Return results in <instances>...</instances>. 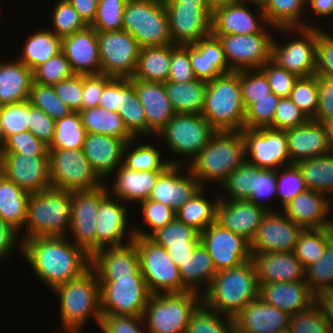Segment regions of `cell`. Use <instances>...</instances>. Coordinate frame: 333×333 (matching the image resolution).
Wrapping results in <instances>:
<instances>
[{"instance_id": "cell-70", "label": "cell", "mask_w": 333, "mask_h": 333, "mask_svg": "<svg viewBox=\"0 0 333 333\" xmlns=\"http://www.w3.org/2000/svg\"><path fill=\"white\" fill-rule=\"evenodd\" d=\"M169 68L168 81L183 83L196 79L189 57V45L171 44V61Z\"/></svg>"}, {"instance_id": "cell-17", "label": "cell", "mask_w": 333, "mask_h": 333, "mask_svg": "<svg viewBox=\"0 0 333 333\" xmlns=\"http://www.w3.org/2000/svg\"><path fill=\"white\" fill-rule=\"evenodd\" d=\"M220 41L231 71L260 69L271 60L273 36L268 32L246 35H212Z\"/></svg>"}, {"instance_id": "cell-55", "label": "cell", "mask_w": 333, "mask_h": 333, "mask_svg": "<svg viewBox=\"0 0 333 333\" xmlns=\"http://www.w3.org/2000/svg\"><path fill=\"white\" fill-rule=\"evenodd\" d=\"M28 101L34 107L45 112L52 119L57 120L73 112L62 102L53 89V86L33 82Z\"/></svg>"}, {"instance_id": "cell-67", "label": "cell", "mask_w": 333, "mask_h": 333, "mask_svg": "<svg viewBox=\"0 0 333 333\" xmlns=\"http://www.w3.org/2000/svg\"><path fill=\"white\" fill-rule=\"evenodd\" d=\"M260 69L265 73L272 93L280 98L290 97L298 76L278 67L271 60Z\"/></svg>"}, {"instance_id": "cell-75", "label": "cell", "mask_w": 333, "mask_h": 333, "mask_svg": "<svg viewBox=\"0 0 333 333\" xmlns=\"http://www.w3.org/2000/svg\"><path fill=\"white\" fill-rule=\"evenodd\" d=\"M318 89V109L313 120L324 123L333 120V79L315 74Z\"/></svg>"}, {"instance_id": "cell-7", "label": "cell", "mask_w": 333, "mask_h": 333, "mask_svg": "<svg viewBox=\"0 0 333 333\" xmlns=\"http://www.w3.org/2000/svg\"><path fill=\"white\" fill-rule=\"evenodd\" d=\"M202 303V295L184 293L153 294L144 310L148 333H186L193 312Z\"/></svg>"}, {"instance_id": "cell-45", "label": "cell", "mask_w": 333, "mask_h": 333, "mask_svg": "<svg viewBox=\"0 0 333 333\" xmlns=\"http://www.w3.org/2000/svg\"><path fill=\"white\" fill-rule=\"evenodd\" d=\"M205 188L202 187L191 199L176 211V218L187 226L202 233L216 222L217 205L220 195L212 201L205 198ZM204 194V196H203Z\"/></svg>"}, {"instance_id": "cell-20", "label": "cell", "mask_w": 333, "mask_h": 333, "mask_svg": "<svg viewBox=\"0 0 333 333\" xmlns=\"http://www.w3.org/2000/svg\"><path fill=\"white\" fill-rule=\"evenodd\" d=\"M200 243L208 251L217 271L240 266L252 257L250 242L217 222L200 233Z\"/></svg>"}, {"instance_id": "cell-51", "label": "cell", "mask_w": 333, "mask_h": 333, "mask_svg": "<svg viewBox=\"0 0 333 333\" xmlns=\"http://www.w3.org/2000/svg\"><path fill=\"white\" fill-rule=\"evenodd\" d=\"M85 136L79 112H71L56 120L54 138L48 149H82Z\"/></svg>"}, {"instance_id": "cell-42", "label": "cell", "mask_w": 333, "mask_h": 333, "mask_svg": "<svg viewBox=\"0 0 333 333\" xmlns=\"http://www.w3.org/2000/svg\"><path fill=\"white\" fill-rule=\"evenodd\" d=\"M171 44L141 48L132 79L167 82L170 72Z\"/></svg>"}, {"instance_id": "cell-50", "label": "cell", "mask_w": 333, "mask_h": 333, "mask_svg": "<svg viewBox=\"0 0 333 333\" xmlns=\"http://www.w3.org/2000/svg\"><path fill=\"white\" fill-rule=\"evenodd\" d=\"M332 240L331 228L303 229L298 236L293 254L306 270L323 256L325 247Z\"/></svg>"}, {"instance_id": "cell-35", "label": "cell", "mask_w": 333, "mask_h": 333, "mask_svg": "<svg viewBox=\"0 0 333 333\" xmlns=\"http://www.w3.org/2000/svg\"><path fill=\"white\" fill-rule=\"evenodd\" d=\"M116 175L108 187L109 194L119 198L124 203H140L149 199L155 183L163 171H136L126 167L123 163L115 170ZM112 190V191H111Z\"/></svg>"}, {"instance_id": "cell-22", "label": "cell", "mask_w": 333, "mask_h": 333, "mask_svg": "<svg viewBox=\"0 0 333 333\" xmlns=\"http://www.w3.org/2000/svg\"><path fill=\"white\" fill-rule=\"evenodd\" d=\"M303 228L277 210L268 211L250 242L251 254L262 252L293 253Z\"/></svg>"}, {"instance_id": "cell-52", "label": "cell", "mask_w": 333, "mask_h": 333, "mask_svg": "<svg viewBox=\"0 0 333 333\" xmlns=\"http://www.w3.org/2000/svg\"><path fill=\"white\" fill-rule=\"evenodd\" d=\"M186 333H236V331L233 318L213 311L201 303L191 315Z\"/></svg>"}, {"instance_id": "cell-74", "label": "cell", "mask_w": 333, "mask_h": 333, "mask_svg": "<svg viewBox=\"0 0 333 333\" xmlns=\"http://www.w3.org/2000/svg\"><path fill=\"white\" fill-rule=\"evenodd\" d=\"M56 120L29 102V131L46 145H50L55 134Z\"/></svg>"}, {"instance_id": "cell-4", "label": "cell", "mask_w": 333, "mask_h": 333, "mask_svg": "<svg viewBox=\"0 0 333 333\" xmlns=\"http://www.w3.org/2000/svg\"><path fill=\"white\" fill-rule=\"evenodd\" d=\"M71 223V192L49 188L29 194L21 243L38 237H67ZM26 226V227H25ZM67 229V231L65 230Z\"/></svg>"}, {"instance_id": "cell-12", "label": "cell", "mask_w": 333, "mask_h": 333, "mask_svg": "<svg viewBox=\"0 0 333 333\" xmlns=\"http://www.w3.org/2000/svg\"><path fill=\"white\" fill-rule=\"evenodd\" d=\"M287 36L300 33L299 37L286 44L277 43L273 38L271 61L298 77H309L316 74V28H278ZM294 32V33H293ZM280 44V45H279Z\"/></svg>"}, {"instance_id": "cell-76", "label": "cell", "mask_w": 333, "mask_h": 333, "mask_svg": "<svg viewBox=\"0 0 333 333\" xmlns=\"http://www.w3.org/2000/svg\"><path fill=\"white\" fill-rule=\"evenodd\" d=\"M111 79L104 74L83 75L82 110L99 106L104 87Z\"/></svg>"}, {"instance_id": "cell-1", "label": "cell", "mask_w": 333, "mask_h": 333, "mask_svg": "<svg viewBox=\"0 0 333 333\" xmlns=\"http://www.w3.org/2000/svg\"><path fill=\"white\" fill-rule=\"evenodd\" d=\"M51 291L91 268V256L66 237H38L22 242L21 254Z\"/></svg>"}, {"instance_id": "cell-60", "label": "cell", "mask_w": 333, "mask_h": 333, "mask_svg": "<svg viewBox=\"0 0 333 333\" xmlns=\"http://www.w3.org/2000/svg\"><path fill=\"white\" fill-rule=\"evenodd\" d=\"M74 75L70 62L60 51L33 70V82L53 86L59 81L69 79Z\"/></svg>"}, {"instance_id": "cell-34", "label": "cell", "mask_w": 333, "mask_h": 333, "mask_svg": "<svg viewBox=\"0 0 333 333\" xmlns=\"http://www.w3.org/2000/svg\"><path fill=\"white\" fill-rule=\"evenodd\" d=\"M288 151L292 163L329 153V141L323 123L309 119L306 123L286 130Z\"/></svg>"}, {"instance_id": "cell-47", "label": "cell", "mask_w": 333, "mask_h": 333, "mask_svg": "<svg viewBox=\"0 0 333 333\" xmlns=\"http://www.w3.org/2000/svg\"><path fill=\"white\" fill-rule=\"evenodd\" d=\"M308 190L331 197L333 194V154L327 153L296 163ZM331 194V195H330Z\"/></svg>"}, {"instance_id": "cell-5", "label": "cell", "mask_w": 333, "mask_h": 333, "mask_svg": "<svg viewBox=\"0 0 333 333\" xmlns=\"http://www.w3.org/2000/svg\"><path fill=\"white\" fill-rule=\"evenodd\" d=\"M58 296L60 319L64 330L82 331L88 319L101 322L100 287L95 271L90 268L82 276L55 287Z\"/></svg>"}, {"instance_id": "cell-10", "label": "cell", "mask_w": 333, "mask_h": 333, "mask_svg": "<svg viewBox=\"0 0 333 333\" xmlns=\"http://www.w3.org/2000/svg\"><path fill=\"white\" fill-rule=\"evenodd\" d=\"M133 242L139 256L140 272L153 294L182 293L179 267L168 251L149 237H135Z\"/></svg>"}, {"instance_id": "cell-30", "label": "cell", "mask_w": 333, "mask_h": 333, "mask_svg": "<svg viewBox=\"0 0 333 333\" xmlns=\"http://www.w3.org/2000/svg\"><path fill=\"white\" fill-rule=\"evenodd\" d=\"M124 146L122 139L86 133L82 151L94 172L106 183V179H111L110 176L123 163Z\"/></svg>"}, {"instance_id": "cell-77", "label": "cell", "mask_w": 333, "mask_h": 333, "mask_svg": "<svg viewBox=\"0 0 333 333\" xmlns=\"http://www.w3.org/2000/svg\"><path fill=\"white\" fill-rule=\"evenodd\" d=\"M122 102V78H112L104 87L99 106L118 112Z\"/></svg>"}, {"instance_id": "cell-3", "label": "cell", "mask_w": 333, "mask_h": 333, "mask_svg": "<svg viewBox=\"0 0 333 333\" xmlns=\"http://www.w3.org/2000/svg\"><path fill=\"white\" fill-rule=\"evenodd\" d=\"M242 131H216L188 168L202 187L212 181L220 186L245 160ZM207 183V184H206Z\"/></svg>"}, {"instance_id": "cell-13", "label": "cell", "mask_w": 333, "mask_h": 333, "mask_svg": "<svg viewBox=\"0 0 333 333\" xmlns=\"http://www.w3.org/2000/svg\"><path fill=\"white\" fill-rule=\"evenodd\" d=\"M215 132L202 114L176 113L157 136L165 140L171 152L190 156L191 162Z\"/></svg>"}, {"instance_id": "cell-68", "label": "cell", "mask_w": 333, "mask_h": 333, "mask_svg": "<svg viewBox=\"0 0 333 333\" xmlns=\"http://www.w3.org/2000/svg\"><path fill=\"white\" fill-rule=\"evenodd\" d=\"M309 119L293 103L290 97L280 98L272 124L269 128L288 130L306 123Z\"/></svg>"}, {"instance_id": "cell-64", "label": "cell", "mask_w": 333, "mask_h": 333, "mask_svg": "<svg viewBox=\"0 0 333 333\" xmlns=\"http://www.w3.org/2000/svg\"><path fill=\"white\" fill-rule=\"evenodd\" d=\"M280 97L271 93V98L258 99L247 110L244 121V128L257 129L269 127L276 112Z\"/></svg>"}, {"instance_id": "cell-29", "label": "cell", "mask_w": 333, "mask_h": 333, "mask_svg": "<svg viewBox=\"0 0 333 333\" xmlns=\"http://www.w3.org/2000/svg\"><path fill=\"white\" fill-rule=\"evenodd\" d=\"M236 333H279L289 330L290 315L260 297L233 317Z\"/></svg>"}, {"instance_id": "cell-8", "label": "cell", "mask_w": 333, "mask_h": 333, "mask_svg": "<svg viewBox=\"0 0 333 333\" xmlns=\"http://www.w3.org/2000/svg\"><path fill=\"white\" fill-rule=\"evenodd\" d=\"M122 29L133 36L141 48L173 44L162 0H128Z\"/></svg>"}, {"instance_id": "cell-32", "label": "cell", "mask_w": 333, "mask_h": 333, "mask_svg": "<svg viewBox=\"0 0 333 333\" xmlns=\"http://www.w3.org/2000/svg\"><path fill=\"white\" fill-rule=\"evenodd\" d=\"M133 86L145 111L147 137L154 134L157 136L176 114L167 97L164 83L133 79Z\"/></svg>"}, {"instance_id": "cell-54", "label": "cell", "mask_w": 333, "mask_h": 333, "mask_svg": "<svg viewBox=\"0 0 333 333\" xmlns=\"http://www.w3.org/2000/svg\"><path fill=\"white\" fill-rule=\"evenodd\" d=\"M305 281L315 295L333 291V240L325 247L323 256L305 270Z\"/></svg>"}, {"instance_id": "cell-39", "label": "cell", "mask_w": 333, "mask_h": 333, "mask_svg": "<svg viewBox=\"0 0 333 333\" xmlns=\"http://www.w3.org/2000/svg\"><path fill=\"white\" fill-rule=\"evenodd\" d=\"M179 274L182 281V293L192 291L199 292L202 295L208 289L211 281L217 274V270L213 265L208 251L200 243L194 249L192 255L180 265ZM202 283L205 289L199 288V285L201 284L202 286Z\"/></svg>"}, {"instance_id": "cell-78", "label": "cell", "mask_w": 333, "mask_h": 333, "mask_svg": "<svg viewBox=\"0 0 333 333\" xmlns=\"http://www.w3.org/2000/svg\"><path fill=\"white\" fill-rule=\"evenodd\" d=\"M18 235L15 229L0 218V261L7 259L15 247L21 249L22 243Z\"/></svg>"}, {"instance_id": "cell-62", "label": "cell", "mask_w": 333, "mask_h": 333, "mask_svg": "<svg viewBox=\"0 0 333 333\" xmlns=\"http://www.w3.org/2000/svg\"><path fill=\"white\" fill-rule=\"evenodd\" d=\"M290 98L308 119H314L318 109L316 76L299 77Z\"/></svg>"}, {"instance_id": "cell-31", "label": "cell", "mask_w": 333, "mask_h": 333, "mask_svg": "<svg viewBox=\"0 0 333 333\" xmlns=\"http://www.w3.org/2000/svg\"><path fill=\"white\" fill-rule=\"evenodd\" d=\"M259 297L289 315L308 310L315 304V294L306 281L259 283Z\"/></svg>"}, {"instance_id": "cell-24", "label": "cell", "mask_w": 333, "mask_h": 333, "mask_svg": "<svg viewBox=\"0 0 333 333\" xmlns=\"http://www.w3.org/2000/svg\"><path fill=\"white\" fill-rule=\"evenodd\" d=\"M126 241L125 245L103 248L91 256V268L98 279L143 277L136 245L133 240Z\"/></svg>"}, {"instance_id": "cell-71", "label": "cell", "mask_w": 333, "mask_h": 333, "mask_svg": "<svg viewBox=\"0 0 333 333\" xmlns=\"http://www.w3.org/2000/svg\"><path fill=\"white\" fill-rule=\"evenodd\" d=\"M276 170L261 169L255 166L254 192L248 198L253 204L265 207L271 211V206L264 205L263 201L271 200L276 195ZM270 208V209H269Z\"/></svg>"}, {"instance_id": "cell-58", "label": "cell", "mask_w": 333, "mask_h": 333, "mask_svg": "<svg viewBox=\"0 0 333 333\" xmlns=\"http://www.w3.org/2000/svg\"><path fill=\"white\" fill-rule=\"evenodd\" d=\"M52 10V31L57 37L63 38L84 30L87 25L68 0H58Z\"/></svg>"}, {"instance_id": "cell-53", "label": "cell", "mask_w": 333, "mask_h": 333, "mask_svg": "<svg viewBox=\"0 0 333 333\" xmlns=\"http://www.w3.org/2000/svg\"><path fill=\"white\" fill-rule=\"evenodd\" d=\"M255 183V166L246 161L237 169H235L225 181L219 186L225 191L227 196L220 195L223 200H239L248 199L254 192ZM222 196V197H221ZM228 197V198H227Z\"/></svg>"}, {"instance_id": "cell-9", "label": "cell", "mask_w": 333, "mask_h": 333, "mask_svg": "<svg viewBox=\"0 0 333 333\" xmlns=\"http://www.w3.org/2000/svg\"><path fill=\"white\" fill-rule=\"evenodd\" d=\"M51 188L65 191H91L103 182L94 172L82 149H48Z\"/></svg>"}, {"instance_id": "cell-61", "label": "cell", "mask_w": 333, "mask_h": 333, "mask_svg": "<svg viewBox=\"0 0 333 333\" xmlns=\"http://www.w3.org/2000/svg\"><path fill=\"white\" fill-rule=\"evenodd\" d=\"M128 0H102L98 3L93 23L96 32L122 30L123 12Z\"/></svg>"}, {"instance_id": "cell-63", "label": "cell", "mask_w": 333, "mask_h": 333, "mask_svg": "<svg viewBox=\"0 0 333 333\" xmlns=\"http://www.w3.org/2000/svg\"><path fill=\"white\" fill-rule=\"evenodd\" d=\"M0 119L5 139L28 131L29 101L0 106Z\"/></svg>"}, {"instance_id": "cell-26", "label": "cell", "mask_w": 333, "mask_h": 333, "mask_svg": "<svg viewBox=\"0 0 333 333\" xmlns=\"http://www.w3.org/2000/svg\"><path fill=\"white\" fill-rule=\"evenodd\" d=\"M331 203L326 194L307 190L296 196L280 211L303 229L331 228L333 218L328 217L330 208L333 207Z\"/></svg>"}, {"instance_id": "cell-73", "label": "cell", "mask_w": 333, "mask_h": 333, "mask_svg": "<svg viewBox=\"0 0 333 333\" xmlns=\"http://www.w3.org/2000/svg\"><path fill=\"white\" fill-rule=\"evenodd\" d=\"M141 323H144L143 317L102 314L99 328L102 333H144Z\"/></svg>"}, {"instance_id": "cell-56", "label": "cell", "mask_w": 333, "mask_h": 333, "mask_svg": "<svg viewBox=\"0 0 333 333\" xmlns=\"http://www.w3.org/2000/svg\"><path fill=\"white\" fill-rule=\"evenodd\" d=\"M276 180V196H279L281 199L280 203H282V208L296 196L308 190L302 173L296 163L283 166L276 170Z\"/></svg>"}, {"instance_id": "cell-36", "label": "cell", "mask_w": 333, "mask_h": 333, "mask_svg": "<svg viewBox=\"0 0 333 333\" xmlns=\"http://www.w3.org/2000/svg\"><path fill=\"white\" fill-rule=\"evenodd\" d=\"M189 57L196 79L208 82L232 72L226 62L222 44L212 35L190 44Z\"/></svg>"}, {"instance_id": "cell-69", "label": "cell", "mask_w": 333, "mask_h": 333, "mask_svg": "<svg viewBox=\"0 0 333 333\" xmlns=\"http://www.w3.org/2000/svg\"><path fill=\"white\" fill-rule=\"evenodd\" d=\"M316 74L333 79V34L316 27Z\"/></svg>"}, {"instance_id": "cell-37", "label": "cell", "mask_w": 333, "mask_h": 333, "mask_svg": "<svg viewBox=\"0 0 333 333\" xmlns=\"http://www.w3.org/2000/svg\"><path fill=\"white\" fill-rule=\"evenodd\" d=\"M164 247L174 263L180 267L200 244V232L175 218L149 237Z\"/></svg>"}, {"instance_id": "cell-79", "label": "cell", "mask_w": 333, "mask_h": 333, "mask_svg": "<svg viewBox=\"0 0 333 333\" xmlns=\"http://www.w3.org/2000/svg\"><path fill=\"white\" fill-rule=\"evenodd\" d=\"M315 306L319 309L333 333V291L316 294Z\"/></svg>"}, {"instance_id": "cell-33", "label": "cell", "mask_w": 333, "mask_h": 333, "mask_svg": "<svg viewBox=\"0 0 333 333\" xmlns=\"http://www.w3.org/2000/svg\"><path fill=\"white\" fill-rule=\"evenodd\" d=\"M251 255L258 283L305 281V269L291 252H262Z\"/></svg>"}, {"instance_id": "cell-48", "label": "cell", "mask_w": 333, "mask_h": 333, "mask_svg": "<svg viewBox=\"0 0 333 333\" xmlns=\"http://www.w3.org/2000/svg\"><path fill=\"white\" fill-rule=\"evenodd\" d=\"M137 140V138H134L125 143L123 149V164L126 167L136 171H164L170 164H180V161L177 159H162L163 155H161L159 149L152 144L143 143L142 145L134 146ZM132 146L134 147L131 148Z\"/></svg>"}, {"instance_id": "cell-59", "label": "cell", "mask_w": 333, "mask_h": 333, "mask_svg": "<svg viewBox=\"0 0 333 333\" xmlns=\"http://www.w3.org/2000/svg\"><path fill=\"white\" fill-rule=\"evenodd\" d=\"M240 85L245 110L258 99L271 98V87L261 69L240 71Z\"/></svg>"}, {"instance_id": "cell-46", "label": "cell", "mask_w": 333, "mask_h": 333, "mask_svg": "<svg viewBox=\"0 0 333 333\" xmlns=\"http://www.w3.org/2000/svg\"><path fill=\"white\" fill-rule=\"evenodd\" d=\"M18 60L32 71L61 51V38L50 29L30 33Z\"/></svg>"}, {"instance_id": "cell-6", "label": "cell", "mask_w": 333, "mask_h": 333, "mask_svg": "<svg viewBox=\"0 0 333 333\" xmlns=\"http://www.w3.org/2000/svg\"><path fill=\"white\" fill-rule=\"evenodd\" d=\"M245 115L240 71L225 73L207 82L202 116L215 131H242Z\"/></svg>"}, {"instance_id": "cell-16", "label": "cell", "mask_w": 333, "mask_h": 333, "mask_svg": "<svg viewBox=\"0 0 333 333\" xmlns=\"http://www.w3.org/2000/svg\"><path fill=\"white\" fill-rule=\"evenodd\" d=\"M163 3L173 44L190 45L211 35V4Z\"/></svg>"}, {"instance_id": "cell-23", "label": "cell", "mask_w": 333, "mask_h": 333, "mask_svg": "<svg viewBox=\"0 0 333 333\" xmlns=\"http://www.w3.org/2000/svg\"><path fill=\"white\" fill-rule=\"evenodd\" d=\"M125 204L109 193L99 202L96 222V251L124 245L123 241H125L127 232L129 240H134L133 230L131 232L127 227L129 224L127 216L129 217V215Z\"/></svg>"}, {"instance_id": "cell-80", "label": "cell", "mask_w": 333, "mask_h": 333, "mask_svg": "<svg viewBox=\"0 0 333 333\" xmlns=\"http://www.w3.org/2000/svg\"><path fill=\"white\" fill-rule=\"evenodd\" d=\"M78 12L80 18L90 26L96 16L98 3L95 0H68Z\"/></svg>"}, {"instance_id": "cell-40", "label": "cell", "mask_w": 333, "mask_h": 333, "mask_svg": "<svg viewBox=\"0 0 333 333\" xmlns=\"http://www.w3.org/2000/svg\"><path fill=\"white\" fill-rule=\"evenodd\" d=\"M167 97L176 113L202 114L207 82L194 79L183 83L164 82Z\"/></svg>"}, {"instance_id": "cell-41", "label": "cell", "mask_w": 333, "mask_h": 333, "mask_svg": "<svg viewBox=\"0 0 333 333\" xmlns=\"http://www.w3.org/2000/svg\"><path fill=\"white\" fill-rule=\"evenodd\" d=\"M29 193L0 173V218L18 233L27 217Z\"/></svg>"}, {"instance_id": "cell-57", "label": "cell", "mask_w": 333, "mask_h": 333, "mask_svg": "<svg viewBox=\"0 0 333 333\" xmlns=\"http://www.w3.org/2000/svg\"><path fill=\"white\" fill-rule=\"evenodd\" d=\"M142 209L145 226L149 230L133 229L135 237H150L158 229L165 227L176 218V212L168 205L154 200H144L138 203Z\"/></svg>"}, {"instance_id": "cell-11", "label": "cell", "mask_w": 333, "mask_h": 333, "mask_svg": "<svg viewBox=\"0 0 333 333\" xmlns=\"http://www.w3.org/2000/svg\"><path fill=\"white\" fill-rule=\"evenodd\" d=\"M101 314L143 317L149 292L144 277L98 279Z\"/></svg>"}, {"instance_id": "cell-18", "label": "cell", "mask_w": 333, "mask_h": 333, "mask_svg": "<svg viewBox=\"0 0 333 333\" xmlns=\"http://www.w3.org/2000/svg\"><path fill=\"white\" fill-rule=\"evenodd\" d=\"M247 3H252L254 7L256 5L258 15L251 12ZM268 26L273 28L266 21L260 1L238 0L212 7L211 35H246L268 32Z\"/></svg>"}, {"instance_id": "cell-38", "label": "cell", "mask_w": 333, "mask_h": 333, "mask_svg": "<svg viewBox=\"0 0 333 333\" xmlns=\"http://www.w3.org/2000/svg\"><path fill=\"white\" fill-rule=\"evenodd\" d=\"M15 60L0 61V106L25 102L29 98L33 71Z\"/></svg>"}, {"instance_id": "cell-27", "label": "cell", "mask_w": 333, "mask_h": 333, "mask_svg": "<svg viewBox=\"0 0 333 333\" xmlns=\"http://www.w3.org/2000/svg\"><path fill=\"white\" fill-rule=\"evenodd\" d=\"M267 212L265 207L255 205L249 199H219L216 222L251 242Z\"/></svg>"}, {"instance_id": "cell-49", "label": "cell", "mask_w": 333, "mask_h": 333, "mask_svg": "<svg viewBox=\"0 0 333 333\" xmlns=\"http://www.w3.org/2000/svg\"><path fill=\"white\" fill-rule=\"evenodd\" d=\"M118 114L123 119L128 132L134 138H139L140 135H146L145 137H147L145 111L139 102L132 78H122V102Z\"/></svg>"}, {"instance_id": "cell-14", "label": "cell", "mask_w": 333, "mask_h": 333, "mask_svg": "<svg viewBox=\"0 0 333 333\" xmlns=\"http://www.w3.org/2000/svg\"><path fill=\"white\" fill-rule=\"evenodd\" d=\"M101 74L111 78L131 79L134 75L141 46L122 30L97 32Z\"/></svg>"}, {"instance_id": "cell-44", "label": "cell", "mask_w": 333, "mask_h": 333, "mask_svg": "<svg viewBox=\"0 0 333 333\" xmlns=\"http://www.w3.org/2000/svg\"><path fill=\"white\" fill-rule=\"evenodd\" d=\"M79 114L86 133L113 136L122 139L125 143L134 139L118 112L98 106L81 110Z\"/></svg>"}, {"instance_id": "cell-15", "label": "cell", "mask_w": 333, "mask_h": 333, "mask_svg": "<svg viewBox=\"0 0 333 333\" xmlns=\"http://www.w3.org/2000/svg\"><path fill=\"white\" fill-rule=\"evenodd\" d=\"M242 134L247 163L268 170H278L286 164H293L288 151L286 130L244 128Z\"/></svg>"}, {"instance_id": "cell-72", "label": "cell", "mask_w": 333, "mask_h": 333, "mask_svg": "<svg viewBox=\"0 0 333 333\" xmlns=\"http://www.w3.org/2000/svg\"><path fill=\"white\" fill-rule=\"evenodd\" d=\"M57 97L73 112L82 110L83 75L75 74L69 79L59 81L53 85Z\"/></svg>"}, {"instance_id": "cell-19", "label": "cell", "mask_w": 333, "mask_h": 333, "mask_svg": "<svg viewBox=\"0 0 333 333\" xmlns=\"http://www.w3.org/2000/svg\"><path fill=\"white\" fill-rule=\"evenodd\" d=\"M108 194L107 185L91 191L71 192V223L69 231L76 246L90 256L96 252V222L99 202Z\"/></svg>"}, {"instance_id": "cell-66", "label": "cell", "mask_w": 333, "mask_h": 333, "mask_svg": "<svg viewBox=\"0 0 333 333\" xmlns=\"http://www.w3.org/2000/svg\"><path fill=\"white\" fill-rule=\"evenodd\" d=\"M291 333H332L315 304L308 310L290 315Z\"/></svg>"}, {"instance_id": "cell-28", "label": "cell", "mask_w": 333, "mask_h": 333, "mask_svg": "<svg viewBox=\"0 0 333 333\" xmlns=\"http://www.w3.org/2000/svg\"><path fill=\"white\" fill-rule=\"evenodd\" d=\"M61 51L75 74H101L97 32L91 26L61 38Z\"/></svg>"}, {"instance_id": "cell-65", "label": "cell", "mask_w": 333, "mask_h": 333, "mask_svg": "<svg viewBox=\"0 0 333 333\" xmlns=\"http://www.w3.org/2000/svg\"><path fill=\"white\" fill-rule=\"evenodd\" d=\"M2 153H18L28 156H49L48 145L29 130L9 136Z\"/></svg>"}, {"instance_id": "cell-21", "label": "cell", "mask_w": 333, "mask_h": 333, "mask_svg": "<svg viewBox=\"0 0 333 333\" xmlns=\"http://www.w3.org/2000/svg\"><path fill=\"white\" fill-rule=\"evenodd\" d=\"M0 173L29 194L51 188L49 156L1 153Z\"/></svg>"}, {"instance_id": "cell-25", "label": "cell", "mask_w": 333, "mask_h": 333, "mask_svg": "<svg viewBox=\"0 0 333 333\" xmlns=\"http://www.w3.org/2000/svg\"><path fill=\"white\" fill-rule=\"evenodd\" d=\"M181 166L182 164H170L160 174L149 200L168 205L176 212L202 188L189 169V175L181 173Z\"/></svg>"}, {"instance_id": "cell-2", "label": "cell", "mask_w": 333, "mask_h": 333, "mask_svg": "<svg viewBox=\"0 0 333 333\" xmlns=\"http://www.w3.org/2000/svg\"><path fill=\"white\" fill-rule=\"evenodd\" d=\"M259 297V283L252 260L240 266L217 271L202 303L209 309L233 318Z\"/></svg>"}, {"instance_id": "cell-43", "label": "cell", "mask_w": 333, "mask_h": 333, "mask_svg": "<svg viewBox=\"0 0 333 333\" xmlns=\"http://www.w3.org/2000/svg\"><path fill=\"white\" fill-rule=\"evenodd\" d=\"M267 23L274 28H316L300 18L306 0H260Z\"/></svg>"}]
</instances>
